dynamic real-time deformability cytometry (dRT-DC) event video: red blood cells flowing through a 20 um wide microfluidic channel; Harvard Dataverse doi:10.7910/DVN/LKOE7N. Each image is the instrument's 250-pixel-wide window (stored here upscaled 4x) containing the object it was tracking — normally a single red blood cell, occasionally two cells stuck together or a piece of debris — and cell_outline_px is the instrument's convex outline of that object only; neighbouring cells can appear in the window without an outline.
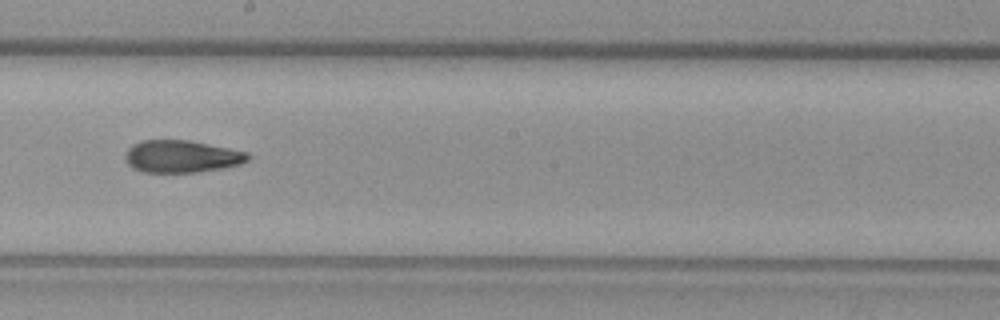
{"species": "common noctule bat (a hibernating species)", "species_latin": "Nyctalus noctula", "temperature_condition": "warm", "stored_images_in_passage": 18, "camera_frame_rate_fps": 3000, "um_per_image_px": 0.085, "animal": {"sex": "female", "body_mass_g": 29.2, "forearm_length_mm": 56.3}, "frame": {"image": 1, "passage_image": 16, "time_ms": 5.0, "image_size_px": [1000, 320], "cell_outline_px": [[252, 156], [248, 160], [240, 164], [224, 168], [196, 172], [140, 172], [132, 168], [124, 160], [124, 156], [128, 148], [132, 144], [140, 140], [188, 140], [248, 152]], "centroid_in_image_um": [15.41, 13.3], "position_along_channel_um": 232.8, "area_um2": 23.29}}